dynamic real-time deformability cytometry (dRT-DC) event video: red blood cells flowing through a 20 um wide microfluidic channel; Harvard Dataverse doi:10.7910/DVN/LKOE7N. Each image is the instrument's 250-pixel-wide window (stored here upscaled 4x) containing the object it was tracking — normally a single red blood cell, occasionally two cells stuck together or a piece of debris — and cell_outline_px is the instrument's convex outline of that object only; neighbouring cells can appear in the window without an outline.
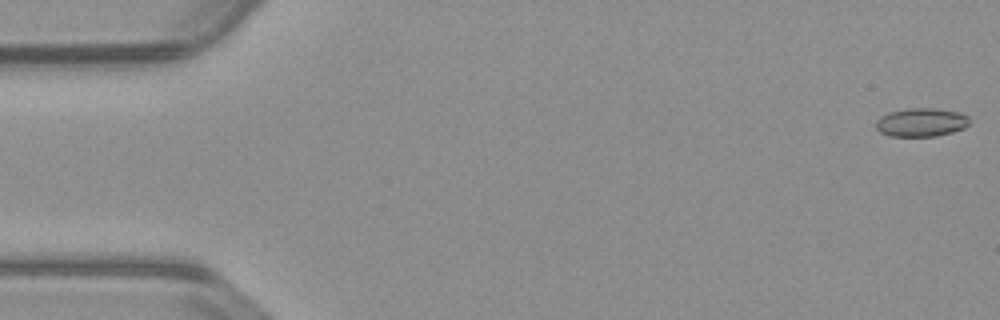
{"species": "common noctule bat (a hibernating species)", "species_latin": "Nyctalus noctula", "temperature_condition": "warm", "stored_images_in_passage": 41, "camera_frame_rate_fps": 3000, "um_per_image_px": 0.085, "animal": {"sex": "male", "body_mass_g": 23.1, "forearm_length_mm": 52.7}, "frame": {"image": 1, "passage_image": 1, "time_ms": 0.0, "image_size_px": [1000, 320], "cell_outline_px": [[968, 124], [964, 128], [952, 132], [936, 136], [888, 136], [880, 132], [876, 128], [876, 120], [880, 116], [888, 112], [908, 108], [932, 108], [960, 112], [968, 116]], "centroid_in_image_um": [78.27, 10.39], "position_along_channel_um": 6.7, "area_um2": 15.61}}
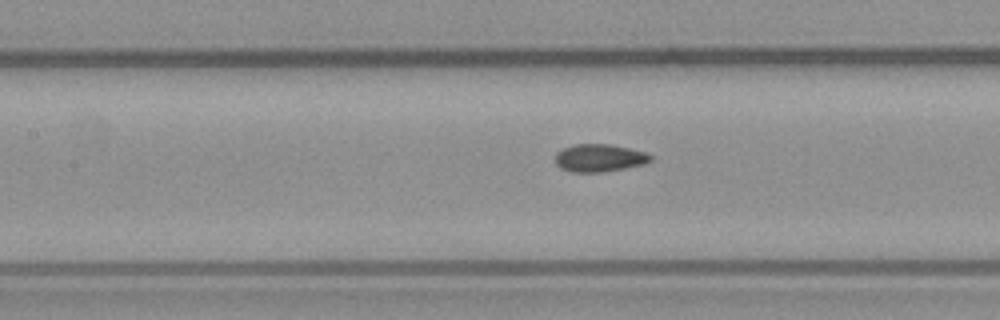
{"frame": {"image": 2, "passage_image": 24, "time_ms": 7.667, "image_size_px": [1000, 320], "cell_outline_px": [[652, 160], [644, 164], [624, 168], [600, 172], [572, 172], [560, 168], [556, 164], [556, 152], [564, 148], [576, 144], [608, 144], [648, 152], [652, 156]], "centroid_in_image_um": [50.96, 13.42], "position_along_channel_um": 156.4, "area_um2": 15.32}}
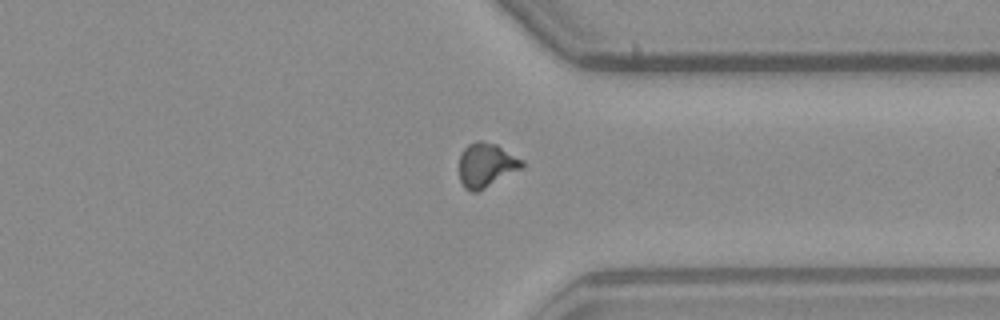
{"frame": {"image": 3, "passage_image": 41, "time_ms": 13.333, "image_size_px": [1000, 320], "cell_outline_px": [[524, 168], [476, 192], [472, 192], [464, 188], [460, 180], [460, 152], [468, 144], [476, 140], [480, 140], [496, 144], [524, 160]], "centroid_in_image_um": [41.34, 14.02], "position_along_channel_um": 370.1, "area_um2": 16.3}, "authors_computed_cell_mechanics": {"area_um2": 15.5482, "velocity_mm_per_s": 3.8204, "shape_relaxation_time_tau1_ms": null, "shape_relaxation_time_tau2_ms": 1.5763, "deformation_change_tau1": null, "deformation_change_tau2": 0.0573}}